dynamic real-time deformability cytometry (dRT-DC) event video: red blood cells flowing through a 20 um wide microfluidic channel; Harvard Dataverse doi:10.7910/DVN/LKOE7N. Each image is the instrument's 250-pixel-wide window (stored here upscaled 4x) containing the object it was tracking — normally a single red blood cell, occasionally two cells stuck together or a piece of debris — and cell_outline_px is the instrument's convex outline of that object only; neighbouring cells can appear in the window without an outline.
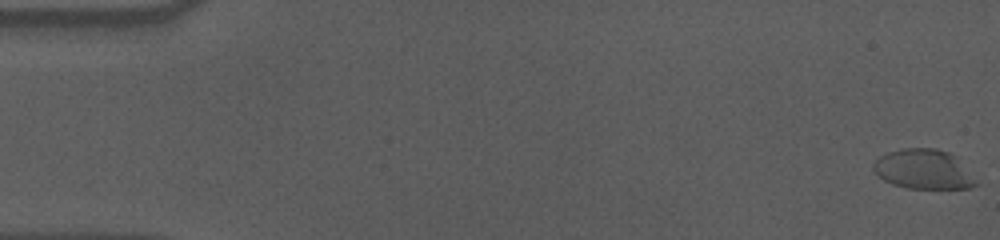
{"species": "human", "species_latin": "Homo sapiens", "temperature_condition": "cold", "stored_images_in_passage": 52, "camera_frame_rate_fps": 3000, "um_per_image_px": 0.085, "donor": {"sex": "male"}, "frame": {"image": 1, "passage_image": 1, "time_ms": 0.0, "image_size_px": [1000, 240], "cell_outline_px": [[980, 184], [968, 188], [908, 188], [892, 184], [884, 180], [872, 168], [872, 164], [880, 156], [888, 152], [900, 148], [936, 148], [948, 152], [956, 156]], "centroid_in_image_um": [78.51, 14.38], "position_along_channel_um": 6.5, "area_um2": 23.7}}
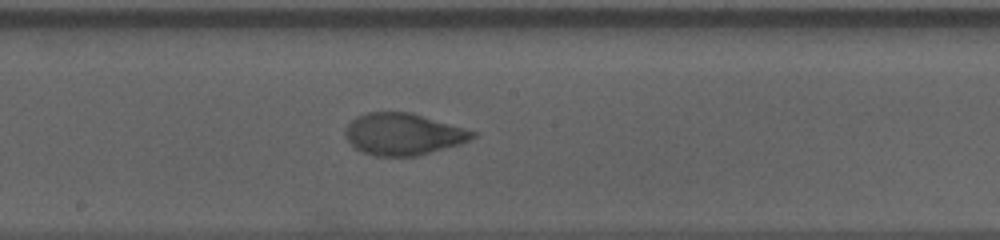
{"frame": {"image": 2, "passage_image": 32, "time_ms": 10.333, "image_size_px": [1000, 240], "cell_outline_px": [[476, 136], [460, 144], [416, 156], [376, 156], [360, 152], [344, 136], [344, 132], [348, 124], [356, 116], [368, 112], [412, 112], [464, 128], [476, 132]], "centroid_in_image_um": [34.24, 11.4], "position_along_channel_um": 214.0, "area_um2": 30.92}}
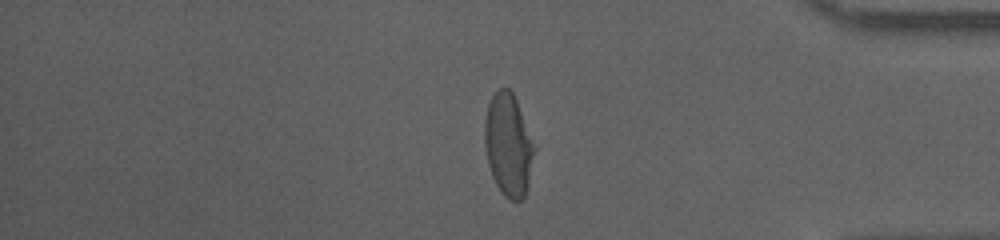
{"frame": {"image": 3, "passage_image": 49, "time_ms": 16.0, "image_size_px": [1000, 240], "cell_outline_px": [[536, 148], [528, 184], [524, 196], [520, 200], [508, 200], [504, 196], [496, 184], [492, 176], [488, 164], [484, 144], [484, 124], [488, 104], [492, 96], [500, 88], [508, 88], [512, 92], [516, 100]], "centroid_in_image_um": [43.2, 12.33], "position_along_channel_um": 392.0, "area_um2": 29.54}}